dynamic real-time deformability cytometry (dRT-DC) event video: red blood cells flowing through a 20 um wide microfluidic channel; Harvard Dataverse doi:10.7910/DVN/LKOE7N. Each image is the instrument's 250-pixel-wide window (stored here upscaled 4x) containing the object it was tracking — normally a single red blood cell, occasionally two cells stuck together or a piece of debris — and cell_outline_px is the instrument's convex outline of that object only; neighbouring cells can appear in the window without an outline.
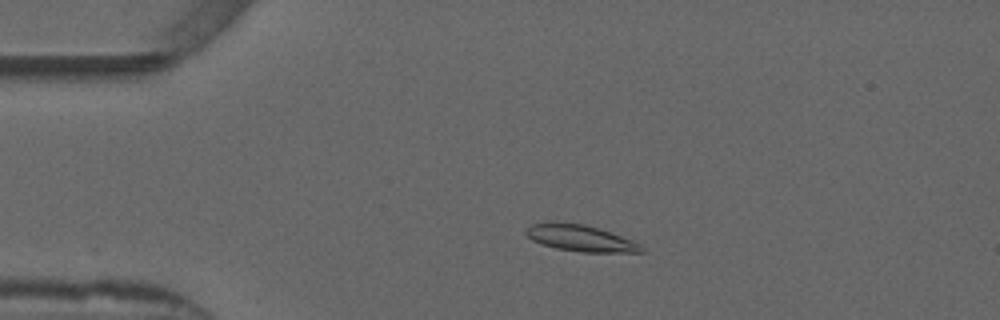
{"species": "common noctule bat (a hibernating species)", "species_latin": "Nyctalus noctula", "temperature_condition": "warm", "stored_images_in_passage": 43, "camera_frame_rate_fps": 3000, "um_per_image_px": 0.085, "animal": {"sex": "male", "forearm_length_mm": 52.5}, "frame": {"image": 1, "passage_image": 1, "time_ms": 0.0, "image_size_px": [1000, 320], "cell_outline_px": [[644, 252], [580, 252], [556, 248], [532, 240], [524, 232], [532, 224], [556, 220], [584, 224], [632, 240], [640, 244], [644, 248]], "centroid_in_image_um": [49.31, 20.23], "position_along_channel_um": 35.7, "area_um2": 17.69}}
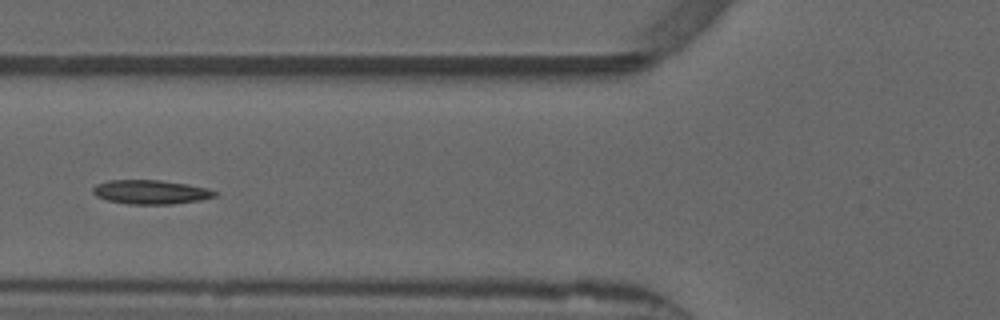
{"frame": {"image": 2, "passage_image": 10, "time_ms": 3.0, "image_size_px": [1000, 320], "cell_outline_px": [[216, 196], [200, 200], [172, 204], [128, 204], [108, 200], [96, 196], [92, 192], [92, 188], [96, 184], [108, 180], [160, 180], [188, 184], [208, 188], [216, 192]], "centroid_in_image_um": [12.79, 16.32], "position_along_channel_um": 113.0, "area_um2": 17.11}}
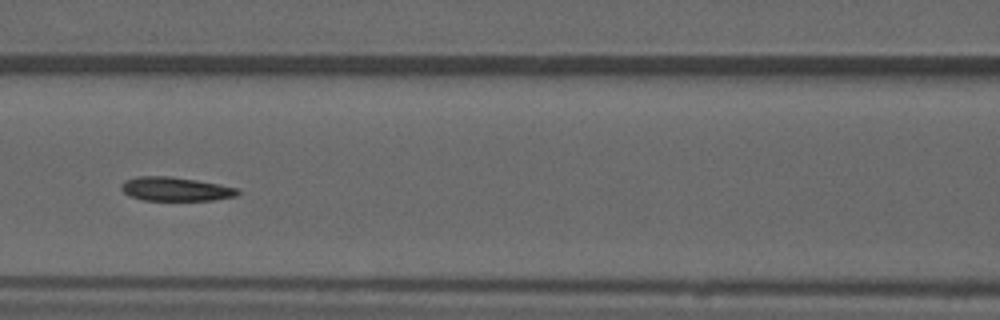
{"frame": {"image": 3, "passage_image": 13, "time_ms": 4.0, "image_size_px": [1000, 320], "cell_outline_px": [[240, 192], [236, 196], [212, 200], [144, 200], [132, 196], [124, 192], [120, 188], [120, 184], [124, 180], [136, 176], [168, 176], [196, 180], [220, 184], [240, 188]], "centroid_in_image_um": [14.93, 16.06], "position_along_channel_um": 151.7, "area_um2": 16.24}, "authors_computed_cell_mechanics": {"area_um2": 16.2418, "velocity_mm_per_s": 3.8509, "shape_relaxation_time_tau1_ms": null, "shape_relaxation_time_tau2_ms": 5.2485, "deformation_change_tau1": null, "deformation_change_tau2": 0.1422}}